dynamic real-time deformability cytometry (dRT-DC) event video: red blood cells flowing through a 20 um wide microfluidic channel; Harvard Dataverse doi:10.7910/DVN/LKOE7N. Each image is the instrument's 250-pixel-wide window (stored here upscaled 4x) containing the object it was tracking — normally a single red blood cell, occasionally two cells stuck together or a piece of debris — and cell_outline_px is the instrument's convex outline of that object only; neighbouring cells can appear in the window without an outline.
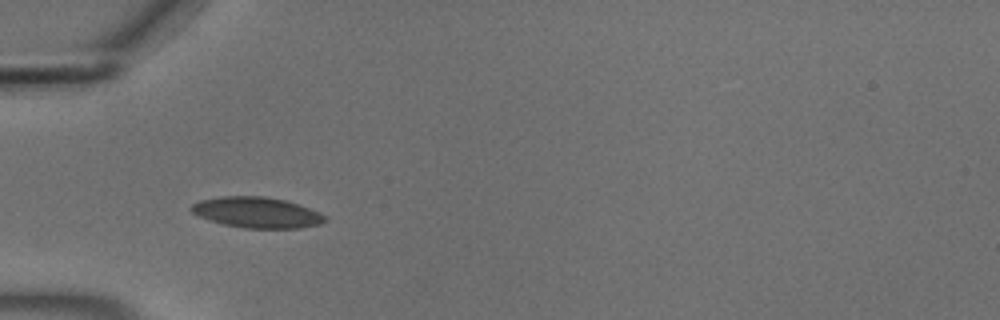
{"species": "common noctule bat (a hibernating species)", "species_latin": "Nyctalus noctula", "temperature_condition": "cold", "stored_images_in_passage": 10, "camera_frame_rate_fps": 3000, "um_per_image_px": 0.085, "animal": {"sex": "male", "body_mass_g": 18.8}, "frame": {"image": 1, "passage_image": 4, "time_ms": 1.0, "image_size_px": [1000, 320], "cell_outline_px": [[328, 220], [320, 224], [300, 228], [244, 228], [224, 224], [200, 216], [192, 212], [188, 208], [192, 204], [200, 200], [224, 196], [264, 196], [284, 200], [300, 204], [320, 212]], "centroid_in_image_um": [21.86, 18.05], "position_along_channel_um": 63.1, "area_um2": 23.87}}